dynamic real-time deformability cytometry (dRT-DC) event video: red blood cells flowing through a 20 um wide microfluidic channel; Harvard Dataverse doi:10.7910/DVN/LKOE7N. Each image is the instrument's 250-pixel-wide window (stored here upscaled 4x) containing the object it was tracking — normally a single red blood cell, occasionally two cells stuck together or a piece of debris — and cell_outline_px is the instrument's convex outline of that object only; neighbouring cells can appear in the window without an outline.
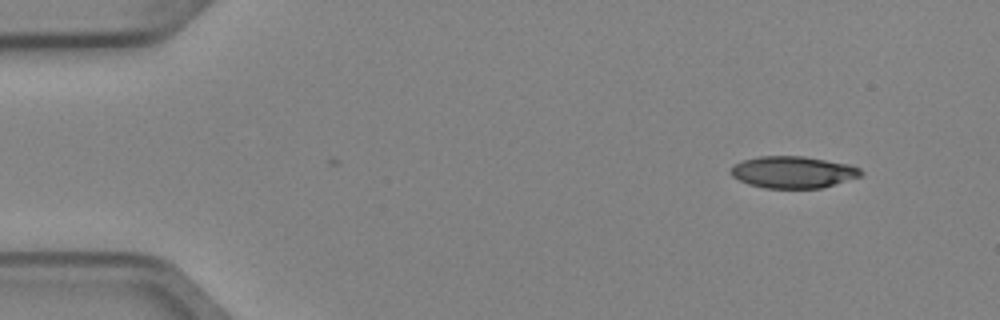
{"species": "Egyptian fruit bat (a non-hibernating species)", "species_latin": "Rousettus aegyptiacus", "temperature_condition": "cold", "stored_images_in_passage": 5, "segment_of_instrument_passage": [2, 2], "camera_frame_rate_fps": 3000, "um_per_image_px": 0.085, "animal": {"sex": "female"}, "frame": {"image": 1, "passage_image": 5, "time_ms": 1.333, "image_size_px": [1000, 320], "cell_outline_px": [[864, 176], [820, 188], [764, 188], [748, 184], [732, 176], [728, 172], [736, 164], [744, 160], [760, 156], [804, 156], [848, 164], [860, 168], [864, 172]], "centroid_in_image_um": [67.44, 14.63], "position_along_channel_um": 17.6, "area_um2": 24.16}}